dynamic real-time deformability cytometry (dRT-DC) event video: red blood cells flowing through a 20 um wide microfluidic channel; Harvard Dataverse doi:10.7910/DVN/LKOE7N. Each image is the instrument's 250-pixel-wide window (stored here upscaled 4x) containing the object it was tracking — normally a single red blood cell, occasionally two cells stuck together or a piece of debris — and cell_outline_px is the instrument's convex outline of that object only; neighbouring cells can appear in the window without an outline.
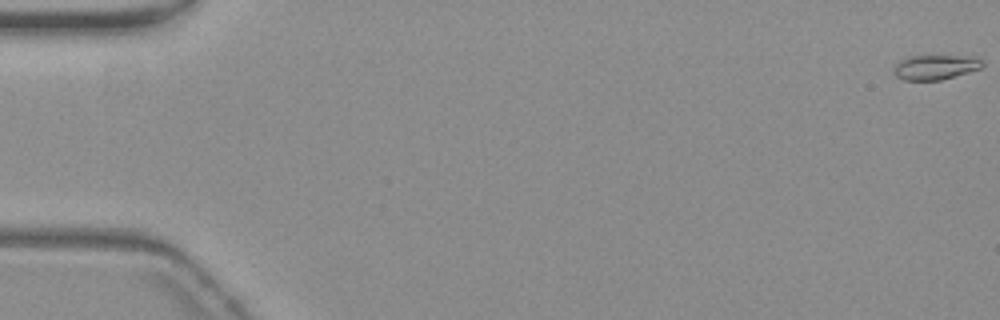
{"species": "common noctule bat (a hibernating species)", "species_latin": "Nyctalus noctula", "temperature_condition": "warm", "stored_images_in_passage": 53, "camera_frame_rate_fps": 3000, "um_per_image_px": 0.085, "animal": {"sex": "female", "body_mass_g": 19.3, "forearm_length_mm": 54.1}, "frame": {"image": 1, "passage_image": 1, "time_ms": 0.0, "image_size_px": [1000, 320], "cell_outline_px": [[984, 64], [980, 68], [968, 72], [940, 80], [904, 80], [896, 76], [892, 72], [896, 64], [900, 60], [908, 56], [976, 56], [984, 60]], "centroid_in_image_um": [79.51, 5.7], "position_along_channel_um": 5.5, "area_um2": 12.83}}
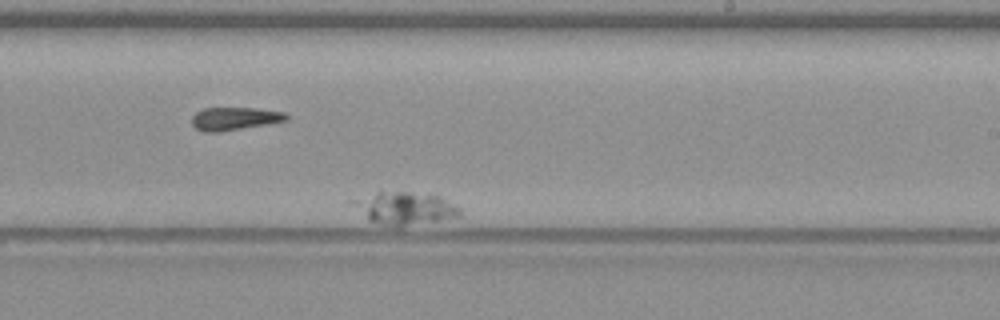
{"frame": {"image": 2, "passage_image": 36, "time_ms": 11.667, "image_size_px": [1000, 320], "cell_outline_px": [[460, 216], [440, 220], [404, 224], [380, 224], [368, 220], [348, 200], [376, 192], [412, 192], [440, 196], [460, 208]], "centroid_in_image_um": [34.37, 17.66], "position_along_channel_um": 254.6, "area_um2": 19.65}}
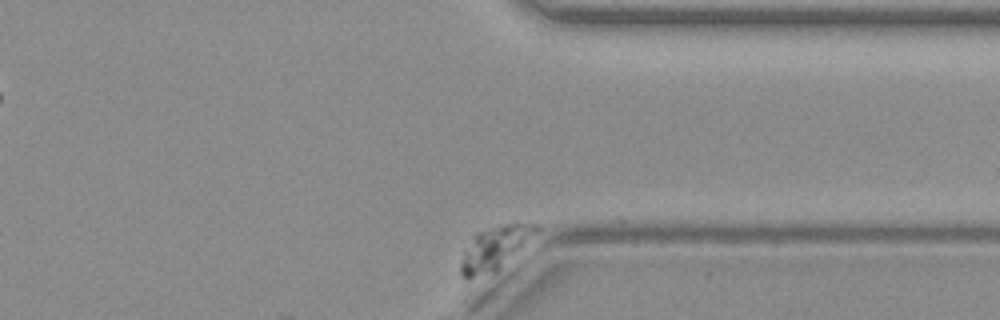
{"frame": {"image": 3, "passage_image": 53, "time_ms": 17.333, "image_size_px": [1000, 320], "cell_outline_px": [[540, 232], [492, 272], [468, 280], [464, 280], [460, 276], [460, 264], [464, 252], [476, 232], [504, 224], [540, 224]], "centroid_in_image_um": [42.04, 21.09], "position_along_channel_um": 369.4, "area_um2": 18.55}}